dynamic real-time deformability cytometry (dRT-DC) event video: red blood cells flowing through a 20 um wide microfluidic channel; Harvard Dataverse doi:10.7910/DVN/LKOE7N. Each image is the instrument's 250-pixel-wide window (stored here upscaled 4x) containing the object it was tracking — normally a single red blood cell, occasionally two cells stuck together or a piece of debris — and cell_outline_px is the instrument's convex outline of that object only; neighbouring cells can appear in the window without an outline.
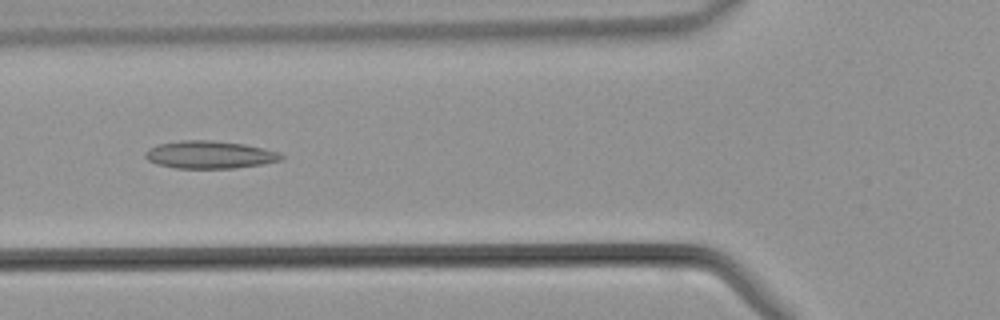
{"species": "common noctule bat (a hibernating species)", "species_latin": "Nyctalus noctula", "temperature_condition": "warm", "stored_images_in_passage": 35, "camera_frame_rate_fps": 3000, "um_per_image_px": 0.085, "animal": {"sex": "male", "body_mass_g": 21.5, "forearm_length_mm": 52.0}, "frame": {"image": 1, "passage_image": 8, "time_ms": 2.333, "image_size_px": [1000, 320], "cell_outline_px": [[284, 160], [264, 164], [232, 168], [176, 168], [156, 164], [148, 160], [144, 156], [144, 152], [148, 148], [160, 144], [180, 140], [208, 140], [244, 144], [264, 148], [280, 152], [284, 156]], "centroid_in_image_um": [17.84, 13.15], "position_along_channel_um": 108.0, "area_um2": 22.02}}
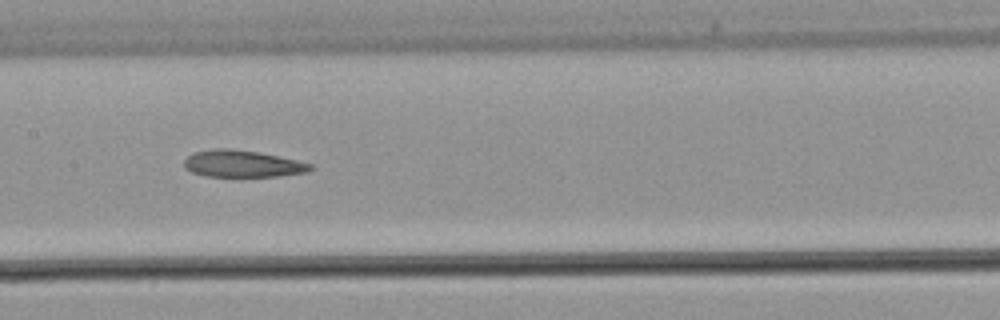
{"frame": {"image": 2, "passage_image": 13, "time_ms": 4.0, "image_size_px": [1000, 320], "cell_outline_px": [[312, 168], [308, 172], [280, 176], [208, 176], [192, 172], [184, 168], [184, 160], [188, 156], [196, 152], [212, 148], [228, 148], [260, 152], [296, 160], [312, 164]], "centroid_in_image_um": [20.6, 13.91], "position_along_channel_um": 186.8, "area_um2": 19.71}}
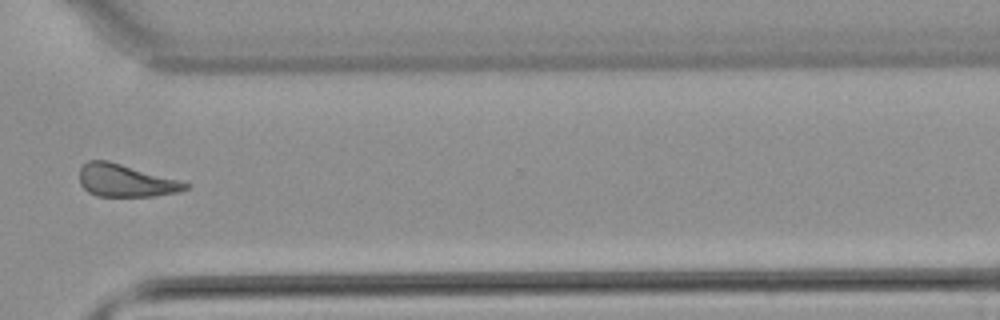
{"frame": {"image": 3, "passage_image": 24, "time_ms": 7.667, "image_size_px": [1000, 320], "cell_outline_px": [[188, 188], [180, 192], [152, 196], [96, 196], [88, 192], [80, 184], [80, 168], [88, 160], [108, 160], [176, 180], [188, 184]], "centroid_in_image_um": [10.62, 15.36], "position_along_channel_um": 360.0, "area_um2": 19.71}}